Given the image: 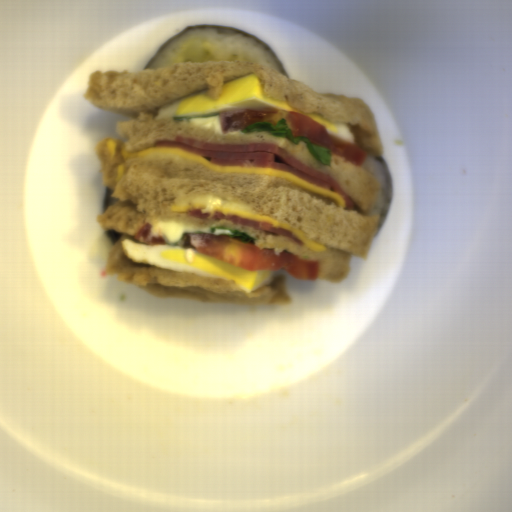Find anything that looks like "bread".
Returning <instances> with one entry per match:
<instances>
[{
	"instance_id": "obj_1",
	"label": "bread",
	"mask_w": 512,
	"mask_h": 512,
	"mask_svg": "<svg viewBox=\"0 0 512 512\" xmlns=\"http://www.w3.org/2000/svg\"><path fill=\"white\" fill-rule=\"evenodd\" d=\"M254 73L260 81V91L274 100H283L290 107L306 113H316L328 120L345 124L352 132L355 144L367 151V156L381 157L383 143L377 122L365 100L343 93H318L309 84L287 77L283 72L256 61L237 59L208 62H184L172 68L145 69L131 72L91 71L85 92L81 95L94 108L113 114L135 115L117 121V135L129 136L121 142L109 136L99 141L96 150L103 186L114 190L110 199L119 200L97 216L100 229H114L122 234L106 256L105 275H118L117 281L160 299H193L202 304H254L265 306L291 305L292 295L286 291L281 274L272 283L255 287L245 293L239 287L220 278H202L194 273H179L155 268L152 264H135L125 255L122 241L133 240L146 224L153 228L158 220H177L199 226H210L211 232L184 233L171 248H194L192 234L214 237L215 228L241 230L254 239L262 250H273L278 257L284 251L302 260L318 262L319 276L324 281L341 283L351 271V258L368 261L373 241L380 228L377 213H371L380 196V181L363 165H357L331 150L329 166L319 163L305 141L297 145L289 138L272 136L265 130L242 133L229 127L220 133L193 125L191 119L220 116L219 112L204 116L157 117V108L204 90L210 99L220 98L224 83ZM183 135L212 144H277L306 165L331 175L342 186L354 207H340L335 199L306 191L282 176L245 175L214 172L203 164L179 155L157 157H123L121 143L128 152H141L154 147L155 141L175 139ZM216 195L228 201H245L254 210L281 221H288L314 243L326 245L327 252H316L299 245L283 234L253 230L252 226L231 220H208L175 213L169 207L186 205L201 196Z\"/></svg>"
}]
</instances>
